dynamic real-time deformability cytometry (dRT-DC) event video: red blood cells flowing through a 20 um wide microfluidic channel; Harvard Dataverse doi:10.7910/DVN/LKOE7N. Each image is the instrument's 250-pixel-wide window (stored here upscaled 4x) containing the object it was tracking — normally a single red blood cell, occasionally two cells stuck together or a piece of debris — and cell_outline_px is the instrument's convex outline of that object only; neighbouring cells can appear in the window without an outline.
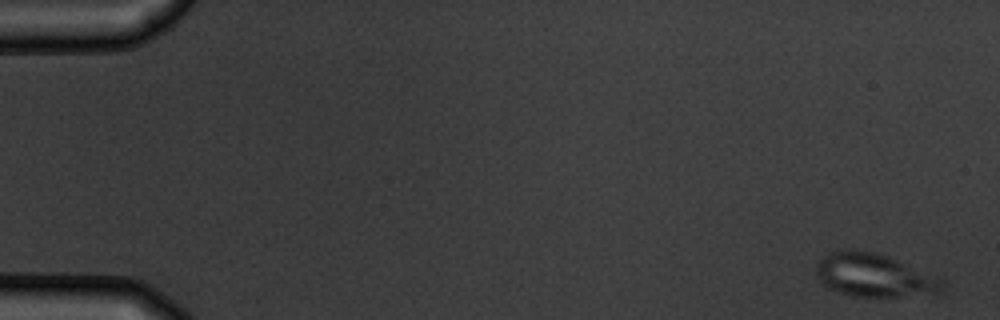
{"species": "common noctule bat (a hibernating species)", "species_latin": "Nyctalus noctula", "temperature_condition": "warm", "stored_images_in_passage": 8, "camera_frame_rate_fps": 3000, "um_per_image_px": 0.085, "animal": {"sex": "male", "body_mass_g": 19.5, "forearm_length_mm": 54.6}, "frame": {"image": 1, "passage_image": 1, "time_ms": 0.0, "image_size_px": [1000, 320], "cell_outline_px": [[944, 288], [940, 292], [896, 296], [852, 296], [836, 292], [828, 288], [820, 280], [816, 272], [816, 264], [828, 252], [844, 248], [848, 248], [876, 252], [888, 256], [944, 280]], "centroid_in_image_um": [74.24, 23.37], "position_along_channel_um": 10.8, "area_um2": 31.62}}